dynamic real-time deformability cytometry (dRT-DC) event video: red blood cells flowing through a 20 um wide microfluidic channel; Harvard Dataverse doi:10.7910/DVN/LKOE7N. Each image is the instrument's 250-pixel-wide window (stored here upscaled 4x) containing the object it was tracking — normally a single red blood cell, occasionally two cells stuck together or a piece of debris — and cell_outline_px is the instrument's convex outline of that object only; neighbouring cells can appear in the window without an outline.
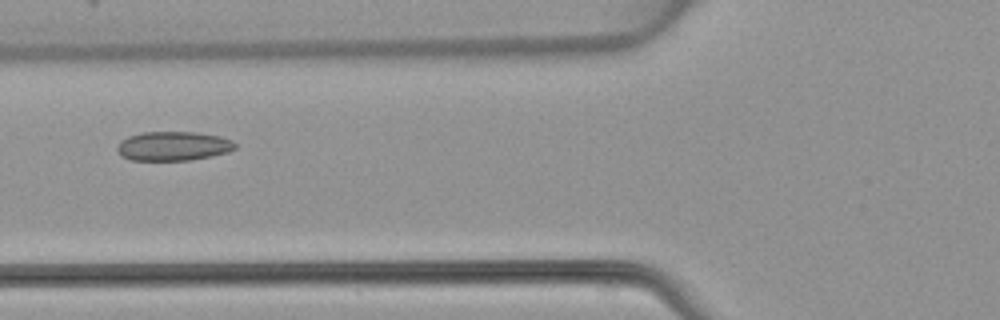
{"species": "common noctule bat (a hibernating species)", "species_latin": "Nyctalus noctula", "temperature_condition": "warm", "stored_images_in_passage": 5, "camera_frame_rate_fps": 3000, "um_per_image_px": 0.085, "animal": {"sex": "female", "body_mass_g": 22.7, "forearm_length_mm": 54.2}, "frame": {"image": 1, "passage_image": 5, "time_ms": 5.0, "image_size_px": [1000, 320], "cell_outline_px": [[236, 148], [228, 152], [212, 156], [192, 160], [132, 160], [120, 156], [116, 148], [120, 140], [128, 136], [144, 132], [196, 132], [220, 136], [232, 140], [236, 144]], "centroid_in_image_um": [14.72, 12.42], "position_along_channel_um": 111.1, "area_um2": 20.23}}